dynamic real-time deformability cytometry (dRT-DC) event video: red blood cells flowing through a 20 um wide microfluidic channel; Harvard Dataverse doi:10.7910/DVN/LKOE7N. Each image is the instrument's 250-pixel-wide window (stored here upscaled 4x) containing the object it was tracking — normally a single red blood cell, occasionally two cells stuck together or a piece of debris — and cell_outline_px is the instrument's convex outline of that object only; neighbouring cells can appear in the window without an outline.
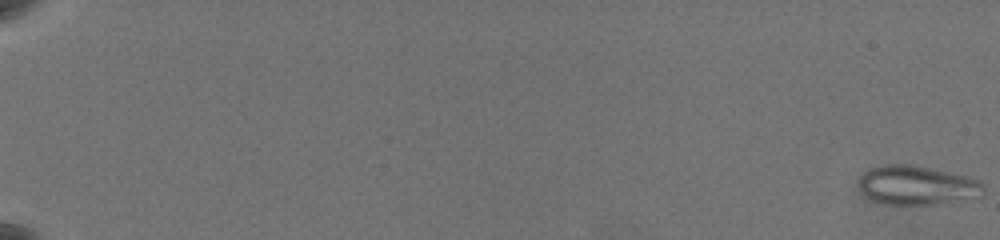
{"species": "common noctule bat (a hibernating species)", "species_latin": "Nyctalus noctula", "temperature_condition": "warm", "stored_images_in_passage": 63, "camera_frame_rate_fps": 3000, "um_per_image_px": 0.085, "animal": {"sex": "female", "body_mass_g": 19.5, "forearm_length_mm": 54.1}, "frame": {"image": 1, "passage_image": 1, "time_ms": 0.0, "image_size_px": [1000, 240], "cell_outline_px": [[984, 196], [944, 204], [888, 204], [872, 200], [864, 196], [860, 192], [856, 184], [860, 176], [868, 168], [884, 164], [912, 164], [964, 176], [980, 180], [984, 184]], "centroid_in_image_um": [77.92, 15.76], "position_along_channel_um": 7.1, "area_um2": 28.96}}
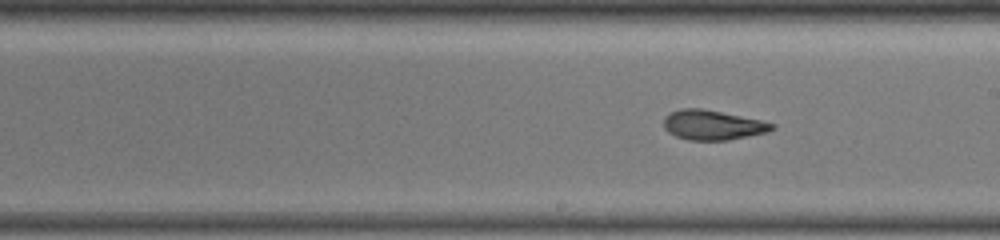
{"frame": {"image": 2, "passage_image": 40, "time_ms": 13.0, "image_size_px": [1000, 240], "cell_outline_px": [[776, 128], [768, 132], [728, 140], [688, 140], [676, 136], [668, 132], [664, 128], [664, 116], [680, 108], [700, 108], [760, 120], [776, 124]], "centroid_in_image_um": [60.57, 10.63], "position_along_channel_um": 228.4, "area_um2": 18.67}}
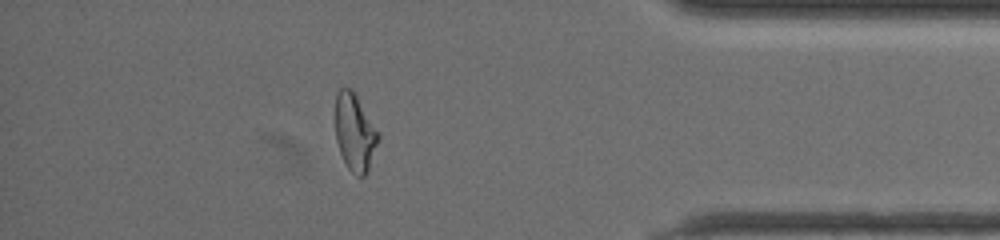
{"frame": {"image": 3, "passage_image": 57, "time_ms": 18.667, "image_size_px": [1000, 240], "cell_outline_px": [[380, 136], [368, 172], [364, 176], [356, 176], [348, 168], [340, 152], [336, 140], [332, 112], [336, 92], [340, 88], [352, 88], [380, 132]], "centroid_in_image_um": [30.12, 11.19], "position_along_channel_um": 405.1, "area_um2": 20.17}, "authors_computed_cell_mechanics": {"area_um2": 20.5768, "velocity_mm_per_s": 3.565, "shape_relaxation_time_tau1_ms": 9.056, "shape_relaxation_time_tau2_ms": 1.9781, "deformation_change_tau1": 0.2749, "deformation_change_tau2": 0.0957}}